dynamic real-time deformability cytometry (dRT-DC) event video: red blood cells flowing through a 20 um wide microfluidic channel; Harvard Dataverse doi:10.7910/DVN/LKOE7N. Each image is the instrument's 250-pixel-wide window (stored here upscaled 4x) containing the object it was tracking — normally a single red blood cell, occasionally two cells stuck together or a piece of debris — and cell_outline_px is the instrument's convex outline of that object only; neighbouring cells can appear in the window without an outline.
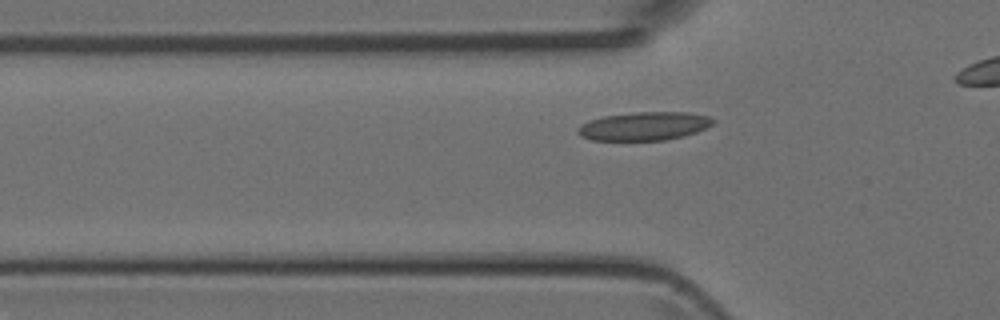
{"species": "Egyptian fruit bat (a non-hibernating species)", "species_latin": "Rousettus aegyptiacus", "temperature_condition": "room temperature", "stored_images_in_passage": 18, "camera_frame_rate_fps": 3000, "um_per_image_px": 0.085, "animal": {"sex": "female"}, "frame": {"image": 1, "passage_image": 4, "time_ms": 1.0, "image_size_px": [1000, 320], "cell_outline_px": [[716, 120], [712, 124], [696, 132], [684, 136], [664, 140], [592, 140], [580, 136], [576, 132], [576, 128], [580, 124], [588, 120], [604, 116], [636, 112], [688, 112], [708, 116]], "centroid_in_image_um": [54.71, 10.72], "position_along_channel_um": 71.1, "area_um2": 22.48}}
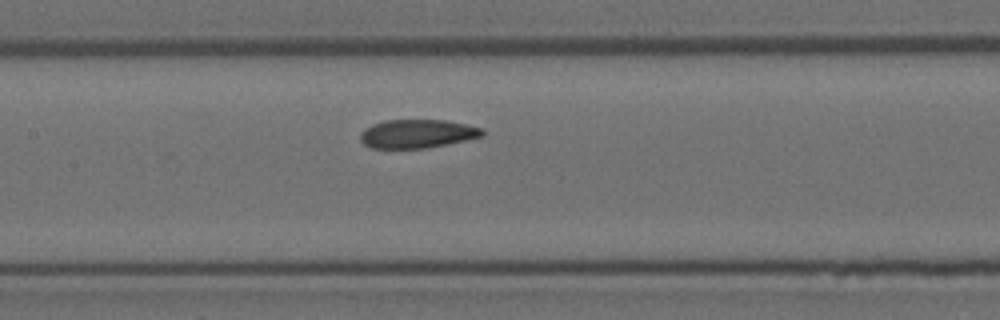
{"frame": {"image": 2, "passage_image": 11, "time_ms": 3.333, "image_size_px": [1000, 320], "cell_outline_px": [[484, 136], [428, 148], [372, 148], [364, 144], [360, 140], [360, 132], [372, 124], [384, 120], [444, 120], [468, 124], [484, 128]], "centroid_in_image_um": [35.49, 11.36], "position_along_channel_um": 171.9, "area_um2": 20.46}}
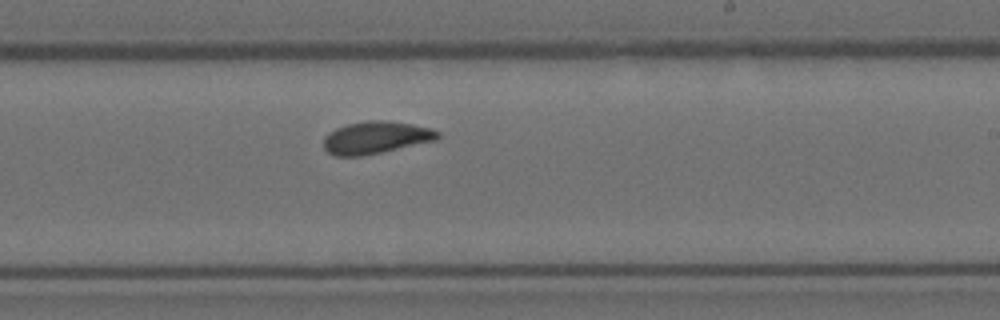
{"frame": {"image": 3, "passage_image": 17, "time_ms": 5.333, "image_size_px": [1000, 320], "cell_outline_px": [[440, 136], [436, 140], [380, 152], [360, 156], [336, 156], [328, 152], [324, 148], [324, 136], [328, 132], [336, 128], [348, 124], [368, 120], [388, 120], [412, 124], [432, 128], [440, 132]], "centroid_in_image_um": [31.94, 11.68], "position_along_channel_um": 257.1, "area_um2": 21.44}}